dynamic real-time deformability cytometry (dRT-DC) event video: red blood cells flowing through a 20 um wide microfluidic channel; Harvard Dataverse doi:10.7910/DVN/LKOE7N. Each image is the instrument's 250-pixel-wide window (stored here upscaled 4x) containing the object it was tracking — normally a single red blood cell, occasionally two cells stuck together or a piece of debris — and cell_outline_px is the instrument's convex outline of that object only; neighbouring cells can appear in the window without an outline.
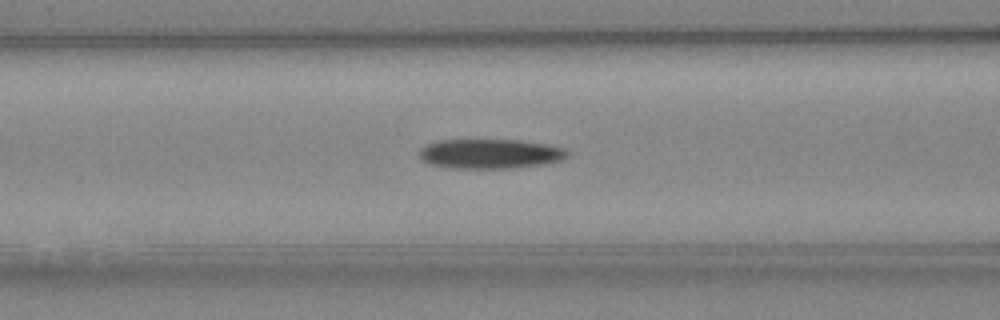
{"species": "Egyptian fruit bat (a non-hibernating species)", "species_latin": "Rousettus aegyptiacus", "temperature_condition": "cold", "stored_images_in_passage": 35, "segment_of_instrument_passage": [1, 2], "camera_frame_rate_fps": 3000, "um_per_image_px": 0.085, "animal": {"sex": "female"}, "frame": {"image": 1, "passage_image": 5, "time_ms": 1.333, "image_size_px": [1000, 320], "cell_outline_px": [[568, 156], [560, 160], [540, 164], [512, 168], [452, 168], [428, 164], [420, 160], [416, 152], [420, 148], [428, 144], [440, 140], [520, 140], [548, 144], [568, 148]], "centroid_in_image_um": [41.62, 13.07], "position_along_channel_um": 125.0, "area_um2": 25.78}}
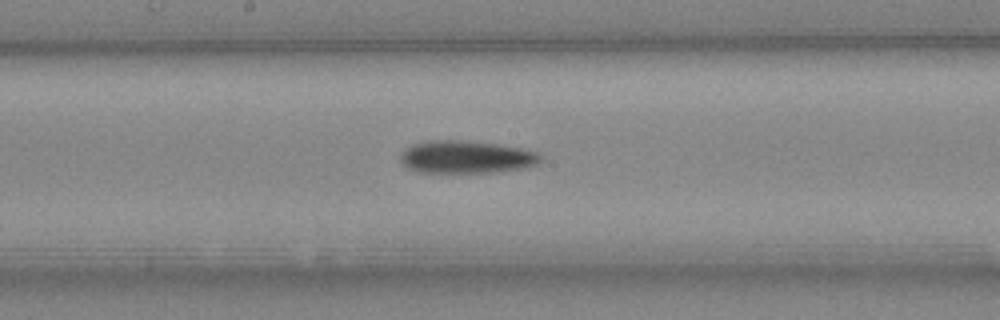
{"frame": {"image": 2, "passage_image": 11, "time_ms": 3.333, "image_size_px": [1000, 320], "cell_outline_px": [[544, 156], [536, 164], [524, 168], [500, 172], [416, 172], [404, 168], [400, 160], [400, 152], [404, 148], [412, 144], [428, 140], [456, 140], [496, 144], [520, 148], [536, 152]], "centroid_in_image_um": [39.56, 13.35], "position_along_channel_um": 208.6, "area_um2": 26.88}}
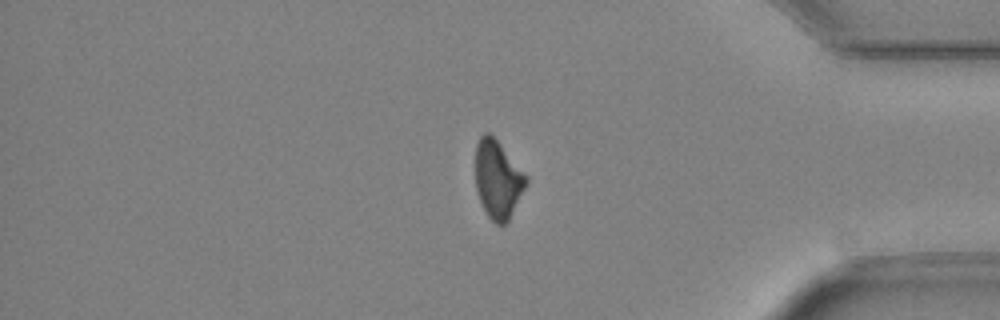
{"frame": {"image": 3, "passage_image": 26, "time_ms": 8.333, "image_size_px": [1000, 320], "cell_outline_px": [[528, 180], [508, 220], [504, 224], [496, 224], [488, 216], [480, 200], [476, 188], [476, 144], [480, 136], [484, 132], [488, 132], [500, 144], [528, 176]], "centroid_in_image_um": [42.3, 15.22], "position_along_channel_um": 392.9, "area_um2": 22.54}}